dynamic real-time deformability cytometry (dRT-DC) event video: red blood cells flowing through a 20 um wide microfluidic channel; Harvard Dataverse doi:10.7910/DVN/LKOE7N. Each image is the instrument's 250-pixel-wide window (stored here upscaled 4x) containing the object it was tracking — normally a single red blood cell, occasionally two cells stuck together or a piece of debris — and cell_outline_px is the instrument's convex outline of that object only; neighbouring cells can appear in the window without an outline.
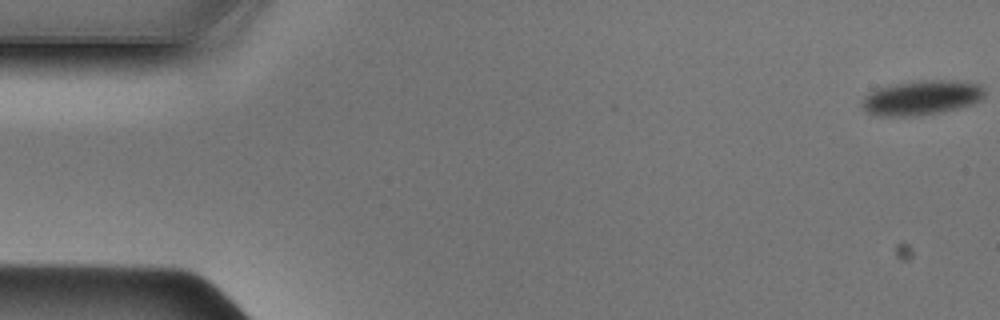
{"species": "Egyptian fruit bat (a non-hibernating species)", "species_latin": "Rousettus aegyptiacus", "temperature_condition": "cold", "stored_images_in_passage": 49, "camera_frame_rate_fps": 3000, "um_per_image_px": 0.085, "animal": {"sex": "male"}, "frame": {"image": 1, "passage_image": 1, "time_ms": 0.0, "image_size_px": [1000, 320], "cell_outline_px": [[984, 96], [980, 100], [972, 104], [960, 108], [940, 112], [908, 116], [880, 116], [868, 112], [864, 108], [864, 96], [880, 88], [920, 80], [960, 80], [980, 84], [984, 88]], "centroid_in_image_um": [78.43, 8.3], "position_along_channel_um": 6.6, "area_um2": 24.33}}
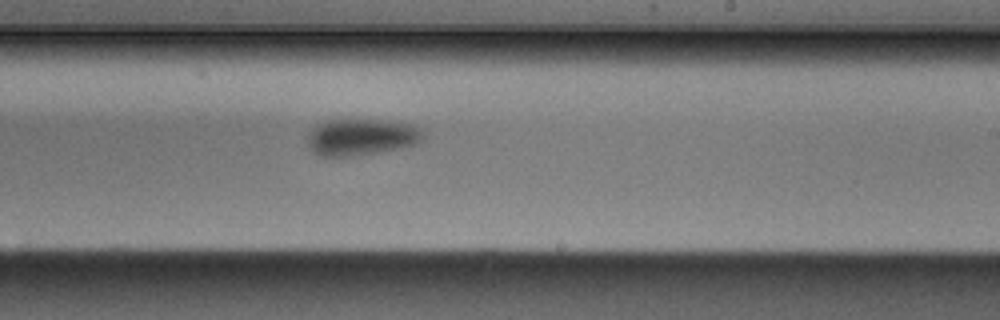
{"frame": {"image": 2, "passage_image": 29, "time_ms": 9.333, "image_size_px": [1000, 320], "cell_outline_px": [[424, 140], [416, 144], [380, 152], [348, 156], [320, 156], [312, 148], [308, 140], [308, 136], [316, 124], [324, 120], [384, 120], [416, 124], [424, 132]], "centroid_in_image_um": [30.79, 11.63], "position_along_channel_um": 258.2, "area_um2": 24.62}}
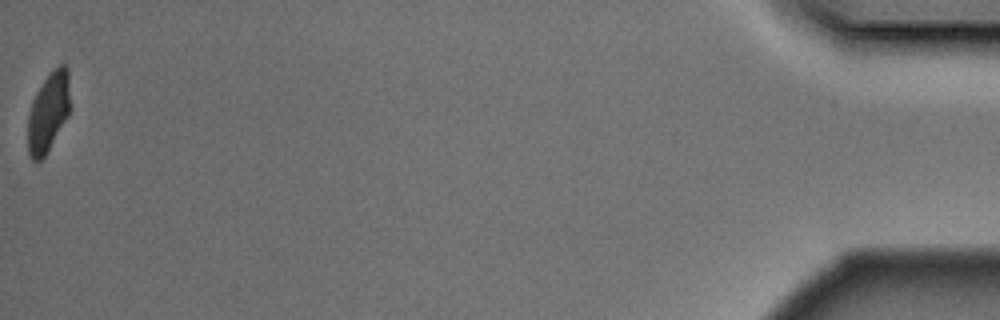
{"frame": {"image": 3, "passage_image": 49, "time_ms": 16.0, "image_size_px": [1000, 320], "cell_outline_px": [[72, 108], [68, 116], [44, 156], [40, 160], [32, 160], [28, 152], [28, 116], [32, 100], [44, 80], [60, 64], [64, 64], [68, 68]], "centroid_in_image_um": [4.15, 9.5], "position_along_channel_um": 431.1, "area_um2": 19.59}}